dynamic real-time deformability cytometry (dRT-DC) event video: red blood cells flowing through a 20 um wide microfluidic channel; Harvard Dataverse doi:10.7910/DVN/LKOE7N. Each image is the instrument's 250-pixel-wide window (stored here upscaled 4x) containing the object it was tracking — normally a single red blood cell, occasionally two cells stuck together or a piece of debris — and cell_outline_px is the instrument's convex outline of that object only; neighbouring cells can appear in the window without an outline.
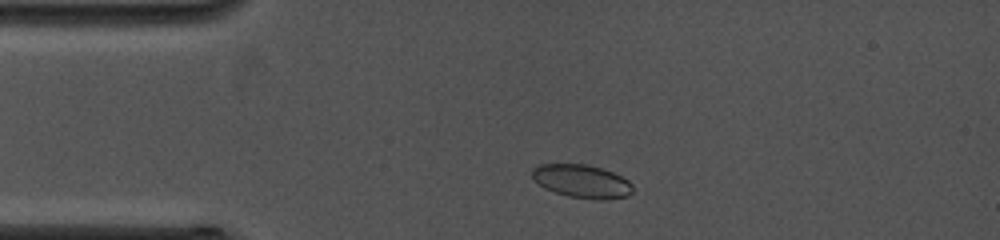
{"species": "common noctule bat (a hibernating species)", "species_latin": "Nyctalus noctula", "temperature_condition": "cold", "stored_images_in_passage": 3, "camera_frame_rate_fps": 4000, "um_per_image_px": 0.085, "animal": {"sex": "female", "body_mass_g": 19.0, "forearm_length_mm": 53.3}, "frame": {"image": 1, "passage_image": 2, "time_ms": 1.25, "image_size_px": [1000, 240], "cell_outline_px": [[636, 188], [628, 196], [600, 200], [596, 200], [568, 196], [544, 188], [532, 176], [532, 168], [540, 164], [588, 164], [612, 172], [628, 180]], "centroid_in_image_um": [49.49, 15.41], "position_along_channel_um": 35.5, "area_um2": 19.48}}